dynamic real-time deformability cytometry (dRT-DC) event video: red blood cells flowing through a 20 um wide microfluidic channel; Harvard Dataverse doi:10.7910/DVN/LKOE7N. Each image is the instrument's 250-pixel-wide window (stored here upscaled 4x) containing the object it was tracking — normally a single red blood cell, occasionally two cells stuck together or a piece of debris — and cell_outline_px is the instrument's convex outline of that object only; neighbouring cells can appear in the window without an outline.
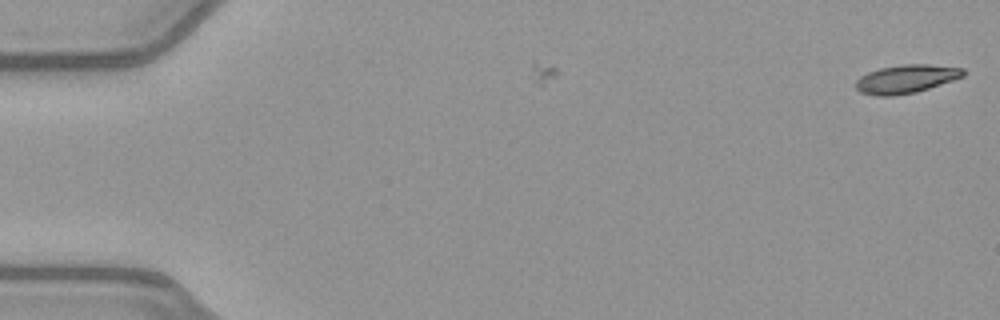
{"species": "common noctule bat (a hibernating species)", "species_latin": "Nyctalus noctula", "temperature_condition": "warm", "stored_images_in_passage": 6, "camera_frame_rate_fps": 3000, "um_per_image_px": 0.085, "animal": {"sex": "female", "body_mass_g": 21.9}, "frame": {"image": 1, "passage_image": 6, "time_ms": 1.667, "image_size_px": [1000, 320], "cell_outline_px": [[968, 72], [964, 76], [916, 92], [892, 96], [876, 96], [860, 92], [856, 88], [856, 80], [860, 76], [868, 72], [880, 68], [904, 64], [928, 64], [964, 68]], "centroid_in_image_um": [77.03, 6.7], "position_along_channel_um": 8.0, "area_um2": 17.8}}